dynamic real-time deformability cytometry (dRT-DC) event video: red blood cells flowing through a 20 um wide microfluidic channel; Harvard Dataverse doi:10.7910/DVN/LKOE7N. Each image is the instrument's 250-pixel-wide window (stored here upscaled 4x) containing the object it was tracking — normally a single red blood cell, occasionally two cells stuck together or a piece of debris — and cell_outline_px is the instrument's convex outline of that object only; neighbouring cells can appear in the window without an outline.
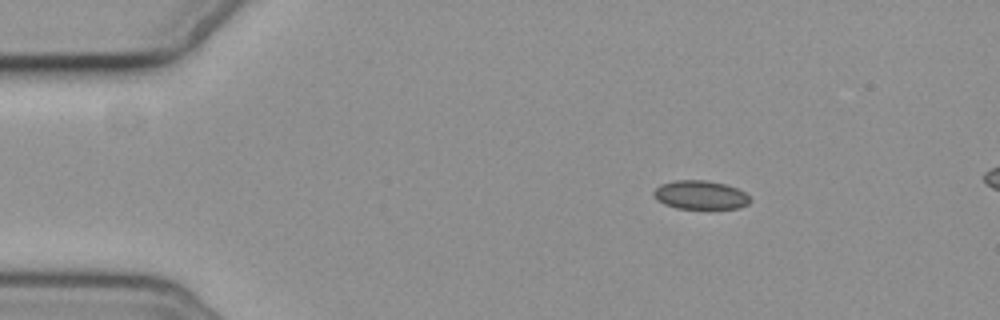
{"species": "common noctule bat (a hibernating species)", "species_latin": "Nyctalus noctula", "temperature_condition": "cold", "stored_images_in_passage": 3, "camera_frame_rate_fps": 3000, "um_per_image_px": 0.085, "animal": {"sex": "female", "body_mass_g": 19.3, "forearm_length_mm": 54.1}, "frame": {"image": 1, "passage_image": 1, "time_ms": 0.0, "image_size_px": [1000, 320], "cell_outline_px": [[752, 200], [748, 204], [740, 208], [676, 208], [664, 204], [656, 200], [652, 192], [660, 184], [676, 180], [708, 180], [724, 184], [736, 188], [744, 192]], "centroid_in_image_um": [59.51, 16.57], "position_along_channel_um": 25.5, "area_um2": 16.13}}